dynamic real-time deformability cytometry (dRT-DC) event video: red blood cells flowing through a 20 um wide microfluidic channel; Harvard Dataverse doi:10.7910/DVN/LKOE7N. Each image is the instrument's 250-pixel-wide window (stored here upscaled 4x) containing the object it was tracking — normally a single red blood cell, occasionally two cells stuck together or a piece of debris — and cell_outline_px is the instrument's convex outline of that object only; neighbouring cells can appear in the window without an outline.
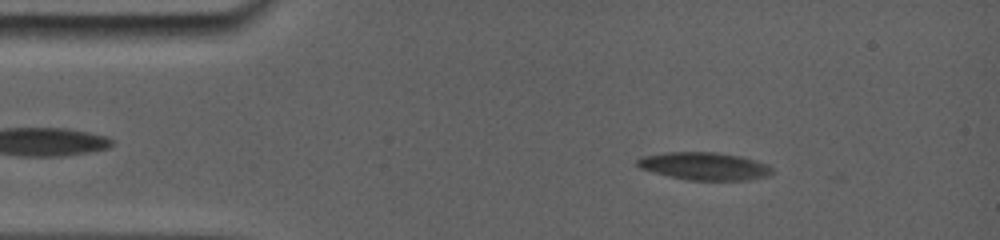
{"species": "common noctule bat (a hibernating species)", "species_latin": "Nyctalus noctula", "temperature_condition": "room temperature", "stored_images_in_passage": 70, "camera_frame_rate_fps": 5000, "um_per_image_px": 0.085, "animal": {"sex": "female", "body_mass_g": 19.0, "forearm_length_mm": 56.7}, "frame": {"image": 1, "passage_image": 13, "time_ms": 2.4, "image_size_px": [1000, 240], "cell_outline_px": [[772, 172], [764, 176], [744, 180], [688, 180], [640, 168], [636, 164], [636, 160], [648, 156], [676, 152], [704, 152], [732, 156], [748, 160], [772, 168]], "centroid_in_image_um": [59.79, 14.15], "position_along_channel_um": 25.2, "area_um2": 20.29}}
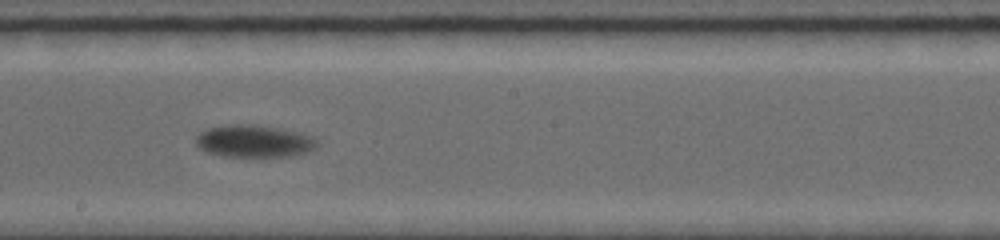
{"frame": {"image": 2, "passage_image": 46, "time_ms": 9.4, "image_size_px": [1000, 240], "cell_outline_px": [[316, 148], [308, 152], [292, 156], [224, 156], [208, 152], [200, 148], [196, 144], [196, 136], [200, 132], [208, 128], [228, 124], [252, 124], [292, 132], [308, 136], [316, 140]], "centroid_in_image_um": [21.52, 12.01], "position_along_channel_um": 226.7, "area_um2": 22.25}}
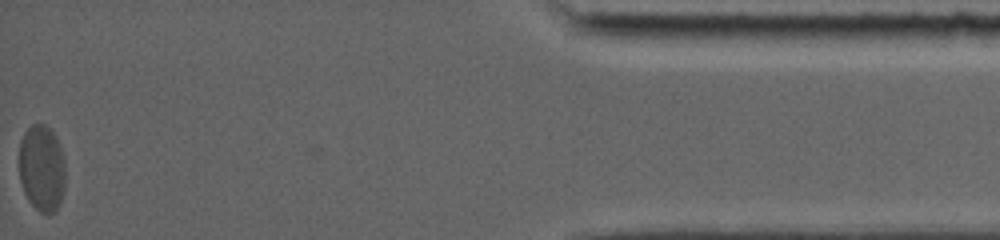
{"frame": {"image": 3, "passage_image": 70, "time_ms": 17.0, "image_size_px": [1000, 240], "cell_outline_px": [[64, 188], [60, 204], [48, 216], [40, 212], [28, 200], [24, 192], [20, 180], [20, 140], [24, 132], [32, 124], [44, 124], [56, 136], [64, 160]], "centroid_in_image_um": [3.55, 14.31], "position_along_channel_um": 431.6, "area_um2": 23.24}, "authors_computed_cell_mechanics": {"area_um2": 21.4149, "velocity_mm_per_s": 3.6668, "shape_relaxation_time_tau1_ms": 10.1235, "shape_relaxation_time_tau2_ms": null, "deformation_change_tau1": 0.2411, "deformation_change_tau2": null}}